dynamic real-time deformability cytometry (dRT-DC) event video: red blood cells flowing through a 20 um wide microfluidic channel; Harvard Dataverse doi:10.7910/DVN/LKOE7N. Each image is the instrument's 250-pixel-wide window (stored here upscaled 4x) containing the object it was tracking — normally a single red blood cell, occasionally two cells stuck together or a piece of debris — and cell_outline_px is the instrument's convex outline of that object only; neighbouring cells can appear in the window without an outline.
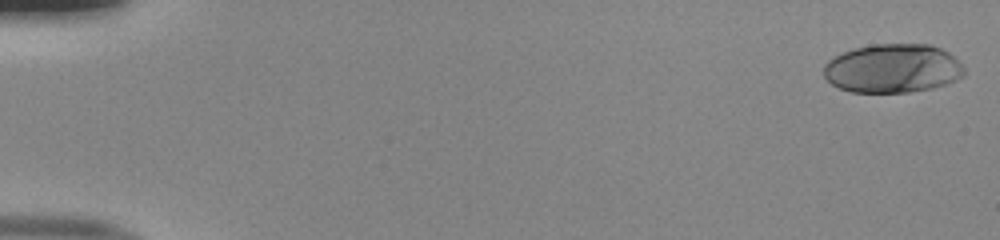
{"species": "human", "species_latin": "Homo sapiens", "temperature_condition": "room temperature", "stored_images_in_passage": 50, "camera_frame_rate_fps": 3000, "um_per_image_px": 0.085, "donor": {"sex": "male"}, "frame": {"image": 1, "passage_image": 1, "time_ms": 0.0, "image_size_px": [1000, 240], "cell_outline_px": [[964, 76], [956, 80], [932, 88], [908, 92], [852, 92], [840, 88], [832, 84], [824, 76], [824, 64], [828, 60], [844, 52], [856, 48], [872, 44], [932, 44], [948, 52], [964, 68]], "centroid_in_image_um": [75.88, 5.81], "position_along_channel_um": 9.1, "area_um2": 39.82}}
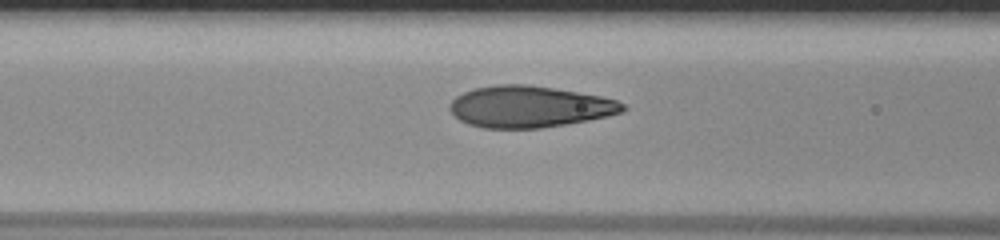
{"frame": {"image": 2, "passage_image": 21, "time_ms": 6.667, "image_size_px": [1000, 240], "cell_outline_px": [[628, 108], [624, 112], [608, 116], [588, 120], [540, 128], [484, 128], [468, 124], [460, 120], [448, 108], [448, 104], [456, 96], [464, 92], [476, 88], [496, 84], [528, 84], [600, 96], [616, 100], [624, 104]], "centroid_in_image_um": [44.99, 9.07], "position_along_channel_um": 121.6, "area_um2": 41.73}}
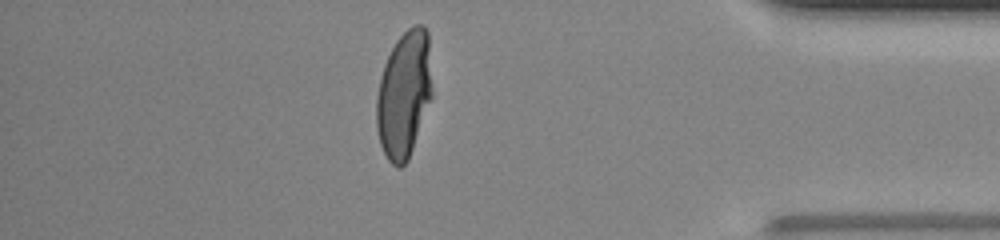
{"frame": {"image": 3, "passage_image": 44, "time_ms": 14.333, "image_size_px": [1000, 240], "cell_outline_px": [[432, 96], [408, 160], [400, 168], [396, 168], [388, 160], [380, 144], [376, 128], [376, 96], [384, 64], [396, 40], [412, 24], [424, 24], [428, 32], [432, 92]], "centroid_in_image_um": [34.34, 8.01], "position_along_channel_um": 400.9, "area_um2": 41.21}, "authors_computed_cell_mechanics": {"area_um2": 41.0091, "velocity_mm_per_s": 4.0319, "shape_relaxation_time_tau1_ms": 5.2761, "shape_relaxation_time_tau2_ms": null, "deformation_change_tau1": 0.2569, "deformation_change_tau2": null}}